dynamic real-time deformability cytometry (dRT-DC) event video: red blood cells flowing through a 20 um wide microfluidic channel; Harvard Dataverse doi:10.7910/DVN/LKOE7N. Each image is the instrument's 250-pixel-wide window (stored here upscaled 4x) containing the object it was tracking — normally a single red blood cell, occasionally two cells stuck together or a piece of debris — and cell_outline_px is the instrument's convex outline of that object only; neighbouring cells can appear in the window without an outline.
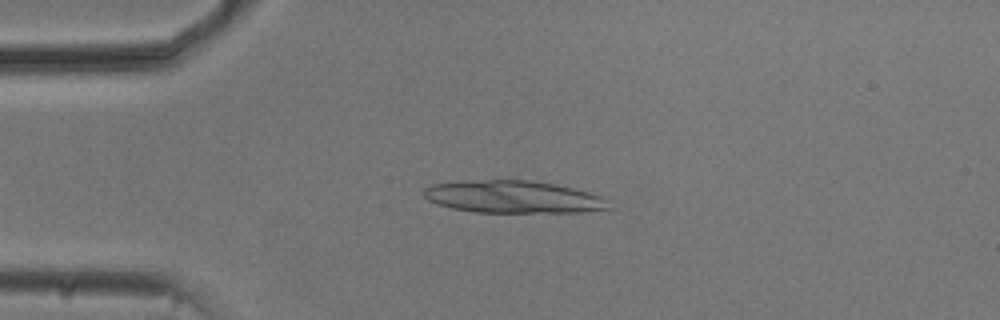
{"species": "common noctule bat (a hibernating species)", "species_latin": "Nyctalus noctula", "temperature_condition": "cold", "stored_images_in_passage": 42, "segment_of_instrument_passage": [1, 2], "camera_frame_rate_fps": 3000, "um_per_image_px": 0.085, "animal": {"sex": "male", "body_mass_g": 20.5, "forearm_length_mm": 52.5}, "frame": {"image": 1, "passage_image": 2, "time_ms": 0.333, "image_size_px": [1000, 320], "cell_outline_px": [[612, 208], [580, 212], [472, 212], [452, 208], [436, 204], [428, 200], [420, 192], [424, 188], [432, 184], [460, 180], [532, 180], [556, 184], [588, 192], [600, 196]], "centroid_in_image_um": [43.53, 16.72], "position_along_channel_um": 41.5, "area_um2": 35.08}}